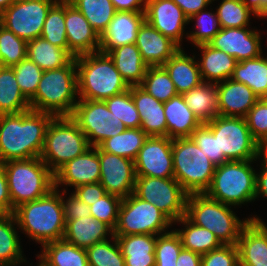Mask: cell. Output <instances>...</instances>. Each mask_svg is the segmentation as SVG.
<instances>
[{"label": "cell", "mask_w": 267, "mask_h": 266, "mask_svg": "<svg viewBox=\"0 0 267 266\" xmlns=\"http://www.w3.org/2000/svg\"><path fill=\"white\" fill-rule=\"evenodd\" d=\"M53 117L32 109L0 115V162L40 157Z\"/></svg>", "instance_id": "cell-1"}, {"label": "cell", "mask_w": 267, "mask_h": 266, "mask_svg": "<svg viewBox=\"0 0 267 266\" xmlns=\"http://www.w3.org/2000/svg\"><path fill=\"white\" fill-rule=\"evenodd\" d=\"M17 227L41 246L64 238L66 222L58 189L14 209Z\"/></svg>", "instance_id": "cell-2"}, {"label": "cell", "mask_w": 267, "mask_h": 266, "mask_svg": "<svg viewBox=\"0 0 267 266\" xmlns=\"http://www.w3.org/2000/svg\"><path fill=\"white\" fill-rule=\"evenodd\" d=\"M75 61L80 99L105 100L130 89L107 53L96 51Z\"/></svg>", "instance_id": "cell-3"}, {"label": "cell", "mask_w": 267, "mask_h": 266, "mask_svg": "<svg viewBox=\"0 0 267 266\" xmlns=\"http://www.w3.org/2000/svg\"><path fill=\"white\" fill-rule=\"evenodd\" d=\"M77 68L75 58L66 66L43 72L35 95L29 100L35 111L54 116H70L78 102Z\"/></svg>", "instance_id": "cell-4"}, {"label": "cell", "mask_w": 267, "mask_h": 266, "mask_svg": "<svg viewBox=\"0 0 267 266\" xmlns=\"http://www.w3.org/2000/svg\"><path fill=\"white\" fill-rule=\"evenodd\" d=\"M231 206L208 197L205 193L188 194L186 217L195 225L210 230L222 245H236L242 228L249 222L239 218Z\"/></svg>", "instance_id": "cell-5"}, {"label": "cell", "mask_w": 267, "mask_h": 266, "mask_svg": "<svg viewBox=\"0 0 267 266\" xmlns=\"http://www.w3.org/2000/svg\"><path fill=\"white\" fill-rule=\"evenodd\" d=\"M12 202L19 205L46 196L54 189V173L40 157L3 163Z\"/></svg>", "instance_id": "cell-6"}, {"label": "cell", "mask_w": 267, "mask_h": 266, "mask_svg": "<svg viewBox=\"0 0 267 266\" xmlns=\"http://www.w3.org/2000/svg\"><path fill=\"white\" fill-rule=\"evenodd\" d=\"M254 160L228 161L216 166L205 194L229 206H239L256 199Z\"/></svg>", "instance_id": "cell-7"}, {"label": "cell", "mask_w": 267, "mask_h": 266, "mask_svg": "<svg viewBox=\"0 0 267 266\" xmlns=\"http://www.w3.org/2000/svg\"><path fill=\"white\" fill-rule=\"evenodd\" d=\"M174 178L188 193H205L216 166L191 137L172 139Z\"/></svg>", "instance_id": "cell-8"}, {"label": "cell", "mask_w": 267, "mask_h": 266, "mask_svg": "<svg viewBox=\"0 0 267 266\" xmlns=\"http://www.w3.org/2000/svg\"><path fill=\"white\" fill-rule=\"evenodd\" d=\"M90 147L87 137L70 116H54L47 127L40 158L55 173Z\"/></svg>", "instance_id": "cell-9"}, {"label": "cell", "mask_w": 267, "mask_h": 266, "mask_svg": "<svg viewBox=\"0 0 267 266\" xmlns=\"http://www.w3.org/2000/svg\"><path fill=\"white\" fill-rule=\"evenodd\" d=\"M205 124L218 138L219 155L228 161L260 158V144L252 137L245 118L218 115Z\"/></svg>", "instance_id": "cell-10"}, {"label": "cell", "mask_w": 267, "mask_h": 266, "mask_svg": "<svg viewBox=\"0 0 267 266\" xmlns=\"http://www.w3.org/2000/svg\"><path fill=\"white\" fill-rule=\"evenodd\" d=\"M172 223L154 204L141 200L132 193L121 201L113 235H161Z\"/></svg>", "instance_id": "cell-11"}, {"label": "cell", "mask_w": 267, "mask_h": 266, "mask_svg": "<svg viewBox=\"0 0 267 266\" xmlns=\"http://www.w3.org/2000/svg\"><path fill=\"white\" fill-rule=\"evenodd\" d=\"M133 194L154 204L172 222L186 215L188 193L175 178L136 176Z\"/></svg>", "instance_id": "cell-12"}, {"label": "cell", "mask_w": 267, "mask_h": 266, "mask_svg": "<svg viewBox=\"0 0 267 266\" xmlns=\"http://www.w3.org/2000/svg\"><path fill=\"white\" fill-rule=\"evenodd\" d=\"M70 117L87 137L91 147L122 133L126 128L110 112L103 100L78 99Z\"/></svg>", "instance_id": "cell-13"}, {"label": "cell", "mask_w": 267, "mask_h": 266, "mask_svg": "<svg viewBox=\"0 0 267 266\" xmlns=\"http://www.w3.org/2000/svg\"><path fill=\"white\" fill-rule=\"evenodd\" d=\"M57 0H15L0 13V23L26 42L41 36L47 13Z\"/></svg>", "instance_id": "cell-14"}, {"label": "cell", "mask_w": 267, "mask_h": 266, "mask_svg": "<svg viewBox=\"0 0 267 266\" xmlns=\"http://www.w3.org/2000/svg\"><path fill=\"white\" fill-rule=\"evenodd\" d=\"M134 165L136 176L174 178L172 139L148 136Z\"/></svg>", "instance_id": "cell-15"}, {"label": "cell", "mask_w": 267, "mask_h": 266, "mask_svg": "<svg viewBox=\"0 0 267 266\" xmlns=\"http://www.w3.org/2000/svg\"><path fill=\"white\" fill-rule=\"evenodd\" d=\"M100 184L106 193L124 199L134 191L136 173L134 160L99 149Z\"/></svg>", "instance_id": "cell-16"}, {"label": "cell", "mask_w": 267, "mask_h": 266, "mask_svg": "<svg viewBox=\"0 0 267 266\" xmlns=\"http://www.w3.org/2000/svg\"><path fill=\"white\" fill-rule=\"evenodd\" d=\"M145 20L180 48L188 17L172 0H146Z\"/></svg>", "instance_id": "cell-17"}, {"label": "cell", "mask_w": 267, "mask_h": 266, "mask_svg": "<svg viewBox=\"0 0 267 266\" xmlns=\"http://www.w3.org/2000/svg\"><path fill=\"white\" fill-rule=\"evenodd\" d=\"M260 37L257 30L247 29V27L221 28L208 44L240 62L257 58L263 53Z\"/></svg>", "instance_id": "cell-18"}, {"label": "cell", "mask_w": 267, "mask_h": 266, "mask_svg": "<svg viewBox=\"0 0 267 266\" xmlns=\"http://www.w3.org/2000/svg\"><path fill=\"white\" fill-rule=\"evenodd\" d=\"M65 28L69 53L74 58L99 51L100 36L68 0H65Z\"/></svg>", "instance_id": "cell-19"}, {"label": "cell", "mask_w": 267, "mask_h": 266, "mask_svg": "<svg viewBox=\"0 0 267 266\" xmlns=\"http://www.w3.org/2000/svg\"><path fill=\"white\" fill-rule=\"evenodd\" d=\"M93 148V149H92ZM100 182L99 148L90 147L82 155L67 161L54 173V188Z\"/></svg>", "instance_id": "cell-20"}, {"label": "cell", "mask_w": 267, "mask_h": 266, "mask_svg": "<svg viewBox=\"0 0 267 266\" xmlns=\"http://www.w3.org/2000/svg\"><path fill=\"white\" fill-rule=\"evenodd\" d=\"M144 21L145 11H116L100 35L99 51L108 54L117 47L136 43L138 30Z\"/></svg>", "instance_id": "cell-21"}, {"label": "cell", "mask_w": 267, "mask_h": 266, "mask_svg": "<svg viewBox=\"0 0 267 266\" xmlns=\"http://www.w3.org/2000/svg\"><path fill=\"white\" fill-rule=\"evenodd\" d=\"M240 265L267 266V226L260 219H250L237 242Z\"/></svg>", "instance_id": "cell-22"}, {"label": "cell", "mask_w": 267, "mask_h": 266, "mask_svg": "<svg viewBox=\"0 0 267 266\" xmlns=\"http://www.w3.org/2000/svg\"><path fill=\"white\" fill-rule=\"evenodd\" d=\"M135 44L142 60L148 66H163L180 49L175 42L162 35L146 20L138 30Z\"/></svg>", "instance_id": "cell-23"}, {"label": "cell", "mask_w": 267, "mask_h": 266, "mask_svg": "<svg viewBox=\"0 0 267 266\" xmlns=\"http://www.w3.org/2000/svg\"><path fill=\"white\" fill-rule=\"evenodd\" d=\"M219 115L245 118L250 109L259 100L247 85L227 79L217 83Z\"/></svg>", "instance_id": "cell-24"}, {"label": "cell", "mask_w": 267, "mask_h": 266, "mask_svg": "<svg viewBox=\"0 0 267 266\" xmlns=\"http://www.w3.org/2000/svg\"><path fill=\"white\" fill-rule=\"evenodd\" d=\"M132 99L141 119V129L148 136L167 137V122L164 103L158 101L144 89L131 86Z\"/></svg>", "instance_id": "cell-25"}, {"label": "cell", "mask_w": 267, "mask_h": 266, "mask_svg": "<svg viewBox=\"0 0 267 266\" xmlns=\"http://www.w3.org/2000/svg\"><path fill=\"white\" fill-rule=\"evenodd\" d=\"M108 232L113 236V229L109 225L90 215L68 221L63 239L79 248L87 249L95 243L107 240Z\"/></svg>", "instance_id": "cell-26"}, {"label": "cell", "mask_w": 267, "mask_h": 266, "mask_svg": "<svg viewBox=\"0 0 267 266\" xmlns=\"http://www.w3.org/2000/svg\"><path fill=\"white\" fill-rule=\"evenodd\" d=\"M163 106L168 138L191 137L193 131L202 124L180 94L164 102Z\"/></svg>", "instance_id": "cell-27"}, {"label": "cell", "mask_w": 267, "mask_h": 266, "mask_svg": "<svg viewBox=\"0 0 267 266\" xmlns=\"http://www.w3.org/2000/svg\"><path fill=\"white\" fill-rule=\"evenodd\" d=\"M193 57L184 53L180 48L163 67L169 73L178 94H184L194 87L200 85L203 80L201 77L199 64Z\"/></svg>", "instance_id": "cell-28"}, {"label": "cell", "mask_w": 267, "mask_h": 266, "mask_svg": "<svg viewBox=\"0 0 267 266\" xmlns=\"http://www.w3.org/2000/svg\"><path fill=\"white\" fill-rule=\"evenodd\" d=\"M125 266H155L156 235L132 234L115 236Z\"/></svg>", "instance_id": "cell-29"}, {"label": "cell", "mask_w": 267, "mask_h": 266, "mask_svg": "<svg viewBox=\"0 0 267 266\" xmlns=\"http://www.w3.org/2000/svg\"><path fill=\"white\" fill-rule=\"evenodd\" d=\"M197 47L202 50L201 62L198 61V64L203 82L217 84L231 78L237 63L234 57L209 44Z\"/></svg>", "instance_id": "cell-30"}, {"label": "cell", "mask_w": 267, "mask_h": 266, "mask_svg": "<svg viewBox=\"0 0 267 266\" xmlns=\"http://www.w3.org/2000/svg\"><path fill=\"white\" fill-rule=\"evenodd\" d=\"M108 55L129 86H138L142 83L148 65L142 60L141 53L135 43L117 47L111 50Z\"/></svg>", "instance_id": "cell-31"}, {"label": "cell", "mask_w": 267, "mask_h": 266, "mask_svg": "<svg viewBox=\"0 0 267 266\" xmlns=\"http://www.w3.org/2000/svg\"><path fill=\"white\" fill-rule=\"evenodd\" d=\"M181 95L186 105L202 124L212 121L219 115L216 84L202 82Z\"/></svg>", "instance_id": "cell-32"}, {"label": "cell", "mask_w": 267, "mask_h": 266, "mask_svg": "<svg viewBox=\"0 0 267 266\" xmlns=\"http://www.w3.org/2000/svg\"><path fill=\"white\" fill-rule=\"evenodd\" d=\"M42 253L37 257L46 266H89L87 251L64 239L42 246Z\"/></svg>", "instance_id": "cell-33"}, {"label": "cell", "mask_w": 267, "mask_h": 266, "mask_svg": "<svg viewBox=\"0 0 267 266\" xmlns=\"http://www.w3.org/2000/svg\"><path fill=\"white\" fill-rule=\"evenodd\" d=\"M230 79L247 85L259 99H263L267 95V57L261 54L237 62Z\"/></svg>", "instance_id": "cell-34"}, {"label": "cell", "mask_w": 267, "mask_h": 266, "mask_svg": "<svg viewBox=\"0 0 267 266\" xmlns=\"http://www.w3.org/2000/svg\"><path fill=\"white\" fill-rule=\"evenodd\" d=\"M27 58L43 71L61 68L74 59L66 49L52 45L42 37L27 42Z\"/></svg>", "instance_id": "cell-35"}, {"label": "cell", "mask_w": 267, "mask_h": 266, "mask_svg": "<svg viewBox=\"0 0 267 266\" xmlns=\"http://www.w3.org/2000/svg\"><path fill=\"white\" fill-rule=\"evenodd\" d=\"M30 109V102L21 92L13 68L0 66V115Z\"/></svg>", "instance_id": "cell-36"}, {"label": "cell", "mask_w": 267, "mask_h": 266, "mask_svg": "<svg viewBox=\"0 0 267 266\" xmlns=\"http://www.w3.org/2000/svg\"><path fill=\"white\" fill-rule=\"evenodd\" d=\"M15 224L17 221L13 213L0 214V266H16L26 262Z\"/></svg>", "instance_id": "cell-37"}, {"label": "cell", "mask_w": 267, "mask_h": 266, "mask_svg": "<svg viewBox=\"0 0 267 266\" xmlns=\"http://www.w3.org/2000/svg\"><path fill=\"white\" fill-rule=\"evenodd\" d=\"M148 135L141 128H126L97 147L104 152L135 160Z\"/></svg>", "instance_id": "cell-38"}, {"label": "cell", "mask_w": 267, "mask_h": 266, "mask_svg": "<svg viewBox=\"0 0 267 266\" xmlns=\"http://www.w3.org/2000/svg\"><path fill=\"white\" fill-rule=\"evenodd\" d=\"M175 222L185 225V228L182 230L175 229V232L181 238L183 249L204 255L222 245L210 230L195 225L186 216L181 217Z\"/></svg>", "instance_id": "cell-39"}, {"label": "cell", "mask_w": 267, "mask_h": 266, "mask_svg": "<svg viewBox=\"0 0 267 266\" xmlns=\"http://www.w3.org/2000/svg\"><path fill=\"white\" fill-rule=\"evenodd\" d=\"M100 36L116 12L111 0H68Z\"/></svg>", "instance_id": "cell-40"}, {"label": "cell", "mask_w": 267, "mask_h": 266, "mask_svg": "<svg viewBox=\"0 0 267 266\" xmlns=\"http://www.w3.org/2000/svg\"><path fill=\"white\" fill-rule=\"evenodd\" d=\"M139 86L163 103L178 95L169 73L163 66H148Z\"/></svg>", "instance_id": "cell-41"}, {"label": "cell", "mask_w": 267, "mask_h": 266, "mask_svg": "<svg viewBox=\"0 0 267 266\" xmlns=\"http://www.w3.org/2000/svg\"><path fill=\"white\" fill-rule=\"evenodd\" d=\"M40 37L69 52L65 28V0H57L51 6Z\"/></svg>", "instance_id": "cell-42"}, {"label": "cell", "mask_w": 267, "mask_h": 266, "mask_svg": "<svg viewBox=\"0 0 267 266\" xmlns=\"http://www.w3.org/2000/svg\"><path fill=\"white\" fill-rule=\"evenodd\" d=\"M114 116L125 128H140L141 119L132 99L131 86L125 92L103 100Z\"/></svg>", "instance_id": "cell-43"}, {"label": "cell", "mask_w": 267, "mask_h": 266, "mask_svg": "<svg viewBox=\"0 0 267 266\" xmlns=\"http://www.w3.org/2000/svg\"><path fill=\"white\" fill-rule=\"evenodd\" d=\"M27 58V42L0 25V66L14 67Z\"/></svg>", "instance_id": "cell-44"}, {"label": "cell", "mask_w": 267, "mask_h": 266, "mask_svg": "<svg viewBox=\"0 0 267 266\" xmlns=\"http://www.w3.org/2000/svg\"><path fill=\"white\" fill-rule=\"evenodd\" d=\"M216 14L221 28L247 27L251 14L255 15L243 0H222Z\"/></svg>", "instance_id": "cell-45"}, {"label": "cell", "mask_w": 267, "mask_h": 266, "mask_svg": "<svg viewBox=\"0 0 267 266\" xmlns=\"http://www.w3.org/2000/svg\"><path fill=\"white\" fill-rule=\"evenodd\" d=\"M111 238L114 245L105 240L86 249L89 266H125L117 239L114 235Z\"/></svg>", "instance_id": "cell-46"}, {"label": "cell", "mask_w": 267, "mask_h": 266, "mask_svg": "<svg viewBox=\"0 0 267 266\" xmlns=\"http://www.w3.org/2000/svg\"><path fill=\"white\" fill-rule=\"evenodd\" d=\"M182 249L181 238L174 230L157 235L155 266H176V260Z\"/></svg>", "instance_id": "cell-47"}, {"label": "cell", "mask_w": 267, "mask_h": 266, "mask_svg": "<svg viewBox=\"0 0 267 266\" xmlns=\"http://www.w3.org/2000/svg\"><path fill=\"white\" fill-rule=\"evenodd\" d=\"M193 19L196 20L197 31H192L189 35L186 33V35L196 46L208 44L221 29L216 13L207 12L202 9L190 16L188 22H192Z\"/></svg>", "instance_id": "cell-48"}, {"label": "cell", "mask_w": 267, "mask_h": 266, "mask_svg": "<svg viewBox=\"0 0 267 266\" xmlns=\"http://www.w3.org/2000/svg\"><path fill=\"white\" fill-rule=\"evenodd\" d=\"M12 68L21 92L30 100L38 89L44 71L28 58L21 60Z\"/></svg>", "instance_id": "cell-49"}, {"label": "cell", "mask_w": 267, "mask_h": 266, "mask_svg": "<svg viewBox=\"0 0 267 266\" xmlns=\"http://www.w3.org/2000/svg\"><path fill=\"white\" fill-rule=\"evenodd\" d=\"M191 138L215 166L228 162L224 155H219L218 138L205 123L193 131Z\"/></svg>", "instance_id": "cell-50"}, {"label": "cell", "mask_w": 267, "mask_h": 266, "mask_svg": "<svg viewBox=\"0 0 267 266\" xmlns=\"http://www.w3.org/2000/svg\"><path fill=\"white\" fill-rule=\"evenodd\" d=\"M121 201V198L106 193L94 204L90 205V213L96 220L105 222L114 230Z\"/></svg>", "instance_id": "cell-51"}, {"label": "cell", "mask_w": 267, "mask_h": 266, "mask_svg": "<svg viewBox=\"0 0 267 266\" xmlns=\"http://www.w3.org/2000/svg\"><path fill=\"white\" fill-rule=\"evenodd\" d=\"M245 119L252 137L261 145L267 140V103L259 99Z\"/></svg>", "instance_id": "cell-52"}, {"label": "cell", "mask_w": 267, "mask_h": 266, "mask_svg": "<svg viewBox=\"0 0 267 266\" xmlns=\"http://www.w3.org/2000/svg\"><path fill=\"white\" fill-rule=\"evenodd\" d=\"M201 266H240L237 245H221L202 255Z\"/></svg>", "instance_id": "cell-53"}, {"label": "cell", "mask_w": 267, "mask_h": 266, "mask_svg": "<svg viewBox=\"0 0 267 266\" xmlns=\"http://www.w3.org/2000/svg\"><path fill=\"white\" fill-rule=\"evenodd\" d=\"M62 196V206L65 217V222L70 220L80 219L82 217H88L91 215L90 206L76 197L73 193L68 199L63 200Z\"/></svg>", "instance_id": "cell-54"}, {"label": "cell", "mask_w": 267, "mask_h": 266, "mask_svg": "<svg viewBox=\"0 0 267 266\" xmlns=\"http://www.w3.org/2000/svg\"><path fill=\"white\" fill-rule=\"evenodd\" d=\"M74 189L73 194L89 206L106 194L100 182L77 186Z\"/></svg>", "instance_id": "cell-55"}, {"label": "cell", "mask_w": 267, "mask_h": 266, "mask_svg": "<svg viewBox=\"0 0 267 266\" xmlns=\"http://www.w3.org/2000/svg\"><path fill=\"white\" fill-rule=\"evenodd\" d=\"M0 214H12V202L3 163L0 162Z\"/></svg>", "instance_id": "cell-56"}, {"label": "cell", "mask_w": 267, "mask_h": 266, "mask_svg": "<svg viewBox=\"0 0 267 266\" xmlns=\"http://www.w3.org/2000/svg\"><path fill=\"white\" fill-rule=\"evenodd\" d=\"M183 11V13L189 18L193 14L198 13L202 9H206L208 5L214 0H172Z\"/></svg>", "instance_id": "cell-57"}, {"label": "cell", "mask_w": 267, "mask_h": 266, "mask_svg": "<svg viewBox=\"0 0 267 266\" xmlns=\"http://www.w3.org/2000/svg\"><path fill=\"white\" fill-rule=\"evenodd\" d=\"M111 1L116 11L136 12V11L146 10V0H111Z\"/></svg>", "instance_id": "cell-58"}, {"label": "cell", "mask_w": 267, "mask_h": 266, "mask_svg": "<svg viewBox=\"0 0 267 266\" xmlns=\"http://www.w3.org/2000/svg\"><path fill=\"white\" fill-rule=\"evenodd\" d=\"M202 255L182 249L176 260V266H201Z\"/></svg>", "instance_id": "cell-59"}, {"label": "cell", "mask_w": 267, "mask_h": 266, "mask_svg": "<svg viewBox=\"0 0 267 266\" xmlns=\"http://www.w3.org/2000/svg\"><path fill=\"white\" fill-rule=\"evenodd\" d=\"M263 167L260 173H256V198L259 196L267 198V160L261 159Z\"/></svg>", "instance_id": "cell-60"}, {"label": "cell", "mask_w": 267, "mask_h": 266, "mask_svg": "<svg viewBox=\"0 0 267 266\" xmlns=\"http://www.w3.org/2000/svg\"><path fill=\"white\" fill-rule=\"evenodd\" d=\"M243 3L257 17H267V0H243Z\"/></svg>", "instance_id": "cell-61"}, {"label": "cell", "mask_w": 267, "mask_h": 266, "mask_svg": "<svg viewBox=\"0 0 267 266\" xmlns=\"http://www.w3.org/2000/svg\"><path fill=\"white\" fill-rule=\"evenodd\" d=\"M267 160V140L260 145V158Z\"/></svg>", "instance_id": "cell-62"}, {"label": "cell", "mask_w": 267, "mask_h": 266, "mask_svg": "<svg viewBox=\"0 0 267 266\" xmlns=\"http://www.w3.org/2000/svg\"><path fill=\"white\" fill-rule=\"evenodd\" d=\"M15 0H0V13L7 9Z\"/></svg>", "instance_id": "cell-63"}, {"label": "cell", "mask_w": 267, "mask_h": 266, "mask_svg": "<svg viewBox=\"0 0 267 266\" xmlns=\"http://www.w3.org/2000/svg\"><path fill=\"white\" fill-rule=\"evenodd\" d=\"M38 266H46V265L40 260Z\"/></svg>", "instance_id": "cell-64"}, {"label": "cell", "mask_w": 267, "mask_h": 266, "mask_svg": "<svg viewBox=\"0 0 267 266\" xmlns=\"http://www.w3.org/2000/svg\"><path fill=\"white\" fill-rule=\"evenodd\" d=\"M263 100L267 103V95L263 98Z\"/></svg>", "instance_id": "cell-65"}, {"label": "cell", "mask_w": 267, "mask_h": 266, "mask_svg": "<svg viewBox=\"0 0 267 266\" xmlns=\"http://www.w3.org/2000/svg\"><path fill=\"white\" fill-rule=\"evenodd\" d=\"M240 266H256V265H240Z\"/></svg>", "instance_id": "cell-66"}]
</instances>
